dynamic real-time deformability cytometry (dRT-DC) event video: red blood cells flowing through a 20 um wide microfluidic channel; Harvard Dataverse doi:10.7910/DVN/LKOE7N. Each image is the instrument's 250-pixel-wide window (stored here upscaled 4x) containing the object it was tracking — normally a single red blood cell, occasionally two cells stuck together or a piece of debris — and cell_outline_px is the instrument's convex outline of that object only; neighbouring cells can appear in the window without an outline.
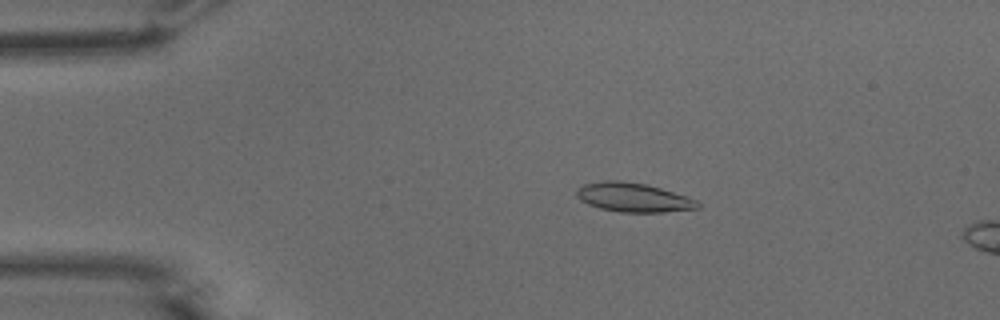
{"species": "common noctule bat (a hibernating species)", "species_latin": "Nyctalus noctula", "temperature_condition": "warm", "stored_images_in_passage": 52, "camera_frame_rate_fps": 3000, "um_per_image_px": 0.085, "animal": {"sex": "male", "body_mass_g": 15.6}, "frame": {"image": 1, "passage_image": 10, "time_ms": 3.0, "image_size_px": [1000, 320], "cell_outline_px": [[700, 208], [664, 212], [620, 212], [600, 208], [588, 204], [580, 200], [576, 196], [576, 188], [584, 184], [604, 180], [620, 180], [644, 184], [660, 188], [688, 196], [696, 200], [700, 204]], "centroid_in_image_um": [53.82, 16.78], "position_along_channel_um": 31.2, "area_um2": 20.58}}
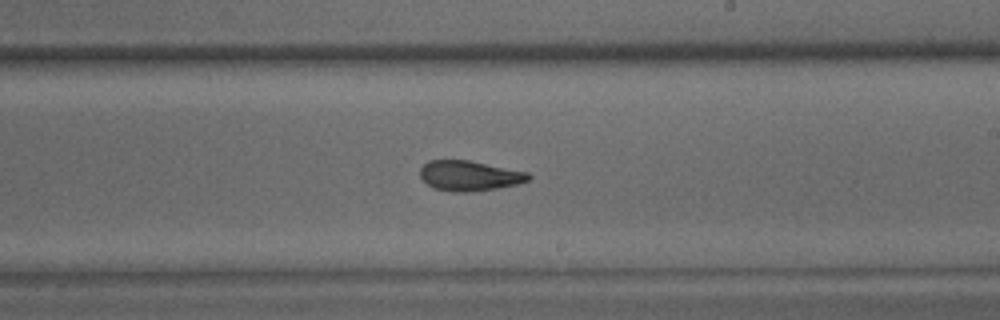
{"frame": {"image": 2, "passage_image": 31, "time_ms": 10.0, "image_size_px": [1000, 320], "cell_outline_px": [[532, 176], [528, 180], [516, 184], [496, 188], [468, 192], [452, 192], [436, 188], [428, 184], [420, 176], [420, 168], [428, 160], [468, 160], [528, 172]], "centroid_in_image_um": [39.89, 14.93], "position_along_channel_um": 249.1, "area_um2": 18.84}}
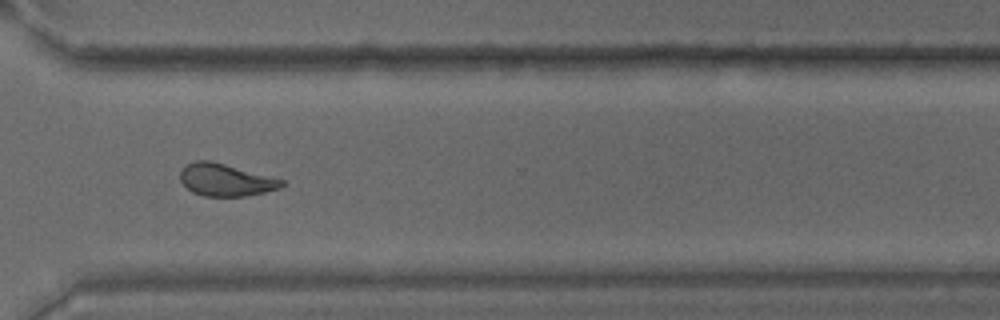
{"frame": {"image": 3, "passage_image": 39, "time_ms": 12.667, "image_size_px": [1000, 320], "cell_outline_px": [[284, 184], [280, 188], [264, 192], [244, 196], [204, 196], [192, 192], [180, 180], [180, 172], [188, 164], [196, 160], [212, 160], [284, 180]], "centroid_in_image_um": [19.18, 15.29], "position_along_channel_um": 351.4, "area_um2": 18.96}, "authors_computed_cell_mechanics": {"area_um2": 19.7387, "velocity_mm_per_s": 3.8351, "shape_relaxation_time_tau1_ms": 9.0069, "shape_relaxation_time_tau2_ms": 1.2806, "deformation_change_tau1": 0.2378, "deformation_change_tau2": 0.0812}}